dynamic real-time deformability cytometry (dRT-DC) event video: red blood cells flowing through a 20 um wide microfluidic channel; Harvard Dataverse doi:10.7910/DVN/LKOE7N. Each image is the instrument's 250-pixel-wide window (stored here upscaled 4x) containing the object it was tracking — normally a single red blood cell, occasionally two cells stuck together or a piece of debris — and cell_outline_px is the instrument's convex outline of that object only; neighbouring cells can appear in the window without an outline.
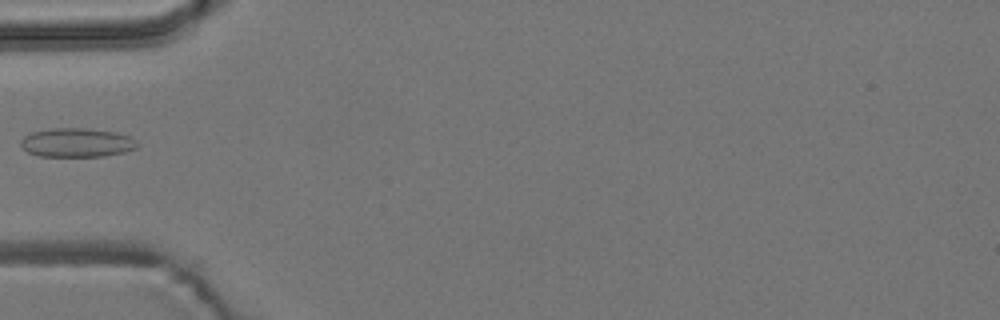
{"species": "common noctule bat (a hibernating species)", "species_latin": "Nyctalus noctula", "temperature_condition": "room temperature", "stored_images_in_passage": 6, "camera_frame_rate_fps": 3000, "um_per_image_px": 0.085, "animal": {"sex": "male", "body_mass_g": 19.2, "forearm_length_mm": 51.8}, "frame": {"image": 1, "passage_image": 5, "time_ms": 6.0, "image_size_px": [1000, 320], "cell_outline_px": [[140, 144], [136, 148], [124, 152], [104, 156], [40, 156], [28, 152], [20, 144], [20, 140], [24, 136], [32, 132], [52, 128], [88, 128], [116, 132], [132, 136]], "centroid_in_image_um": [6.57, 12.11], "position_along_channel_um": 78.4, "area_um2": 19.83}}
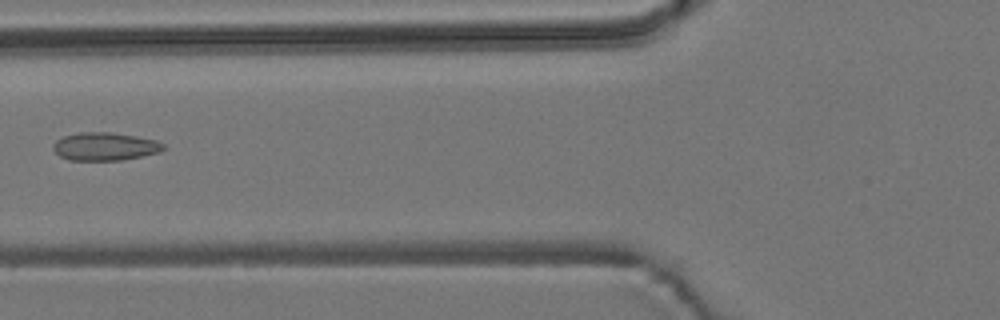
{"frame": {"image": 2, "passage_image": 6, "time_ms": 7.0, "image_size_px": [1000, 320], "cell_outline_px": [[168, 148], [160, 152], [120, 160], [68, 160], [60, 156], [52, 148], [52, 144], [56, 140], [64, 136], [80, 132], [108, 132], [136, 136], [156, 140], [164, 144]], "centroid_in_image_um": [8.92, 12.45], "position_along_channel_um": 116.9, "area_um2": 18.03}}